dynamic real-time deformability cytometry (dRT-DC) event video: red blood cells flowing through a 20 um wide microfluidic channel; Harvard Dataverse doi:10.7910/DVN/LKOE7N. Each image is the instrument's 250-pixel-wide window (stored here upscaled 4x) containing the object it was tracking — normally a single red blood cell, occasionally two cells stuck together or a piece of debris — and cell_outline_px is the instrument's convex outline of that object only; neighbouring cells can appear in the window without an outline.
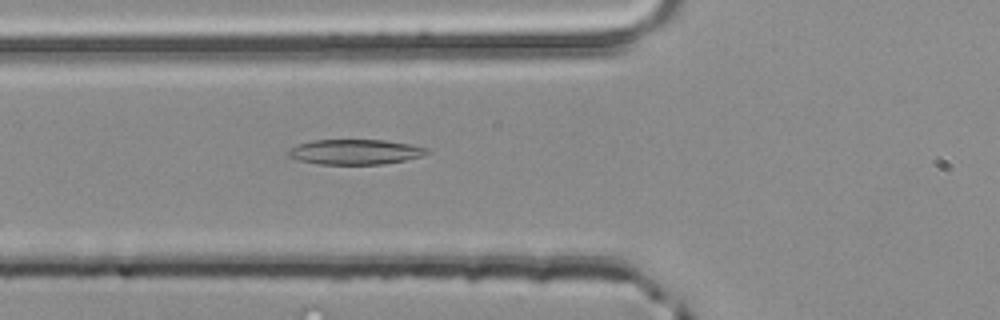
{"species": "common noctule bat (a hibernating species)", "species_latin": "Nyctalus noctula", "temperature_condition": "room temperature", "stored_images_in_passage": 33, "camera_frame_rate_fps": 3000, "um_per_image_px": 0.085, "animal": {"sex": "male", "body_mass_g": 20.4}, "frame": {"image": 1, "passage_image": 5, "time_ms": 1.333, "image_size_px": [1000, 320], "cell_outline_px": [[428, 152], [420, 156], [404, 160], [384, 164], [316, 164], [300, 160], [288, 156], [288, 152], [296, 144], [312, 140], [384, 140], [412, 144], [428, 148]], "centroid_in_image_um": [30.18, 12.9], "position_along_channel_um": 95.6, "area_um2": 20.17}}
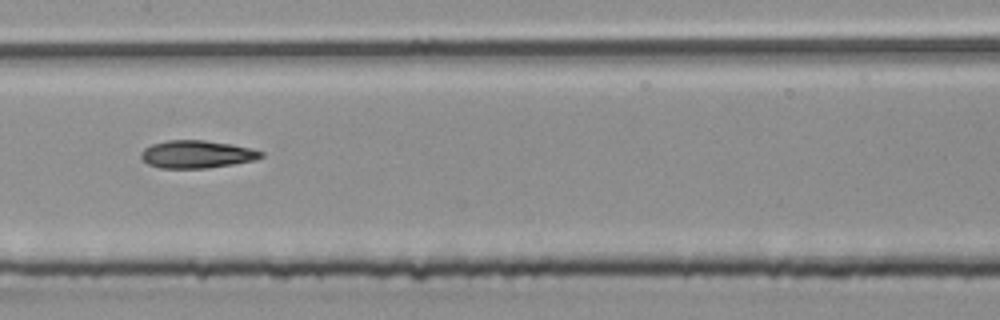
{"frame": {"image": 2, "passage_image": 12, "time_ms": 3.667, "image_size_px": [1000, 320], "cell_outline_px": [[264, 156], [256, 160], [208, 168], [160, 168], [148, 164], [140, 156], [140, 152], [144, 148], [152, 144], [168, 140], [204, 140], [232, 144], [252, 148], [264, 152]], "centroid_in_image_um": [16.75, 13.11], "position_along_channel_um": 190.7, "area_um2": 19.48}}
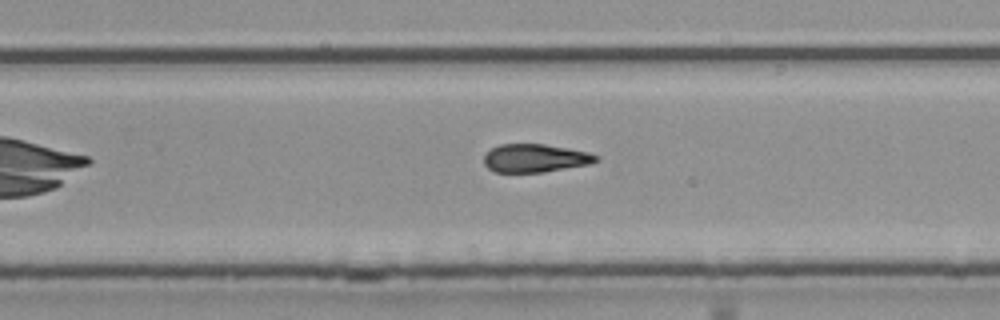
{"frame": {"image": 3, "passage_image": 19, "time_ms": 6.0, "image_size_px": [1000, 320], "cell_outline_px": [[600, 160], [588, 164], [544, 172], [496, 172], [488, 168], [484, 164], [484, 156], [492, 148], [500, 144], [544, 144], [568, 148], [588, 152], [600, 156]], "centroid_in_image_um": [45.5, 13.44], "position_along_channel_um": 284.3, "area_um2": 18.38}, "authors_computed_cell_mechanics": {"area_um2": 19.074, "velocity_mm_per_s": 4.0378, "shape_relaxation_time_tau1_ms": 6.0936, "shape_relaxation_time_tau2_ms": 4.8113, "deformation_change_tau1": 0.1607, "deformation_change_tau2": 0.157}}